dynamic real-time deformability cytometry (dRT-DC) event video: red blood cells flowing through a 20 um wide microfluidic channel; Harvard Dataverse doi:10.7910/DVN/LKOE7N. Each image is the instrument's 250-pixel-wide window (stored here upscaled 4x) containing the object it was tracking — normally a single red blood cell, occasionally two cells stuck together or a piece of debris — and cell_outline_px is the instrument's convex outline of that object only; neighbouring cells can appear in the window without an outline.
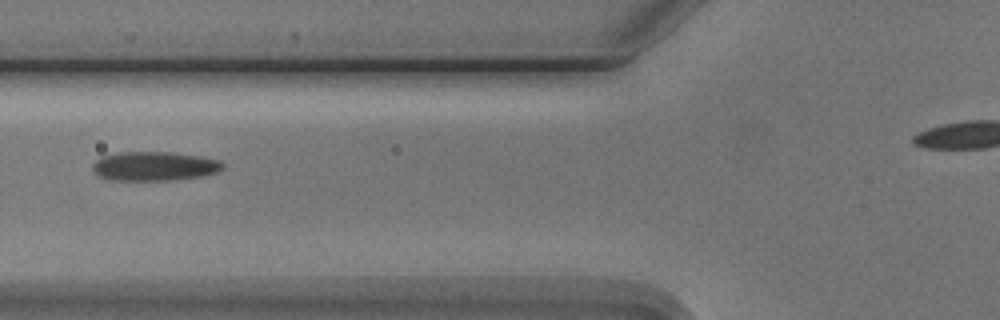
{"species": "Egyptian fruit bat (a non-hibernating species)", "species_latin": "Rousettus aegyptiacus", "temperature_condition": "cold", "stored_images_in_passage": 7, "segment_of_instrument_passage": [1, 2], "camera_frame_rate_fps": 3000, "um_per_image_px": 0.085, "animal": {"sex": "male"}, "frame": {"image": 1, "passage_image": 4, "time_ms": 3.667, "image_size_px": [1000, 320], "cell_outline_px": [[224, 168], [216, 172], [200, 176], [172, 180], [108, 180], [100, 176], [92, 168], [92, 164], [96, 160], [104, 156], [120, 152], [172, 152], [200, 156], [220, 160], [224, 164]], "centroid_in_image_um": [13.13, 14.12], "position_along_channel_um": 112.7, "area_um2": 22.02}}
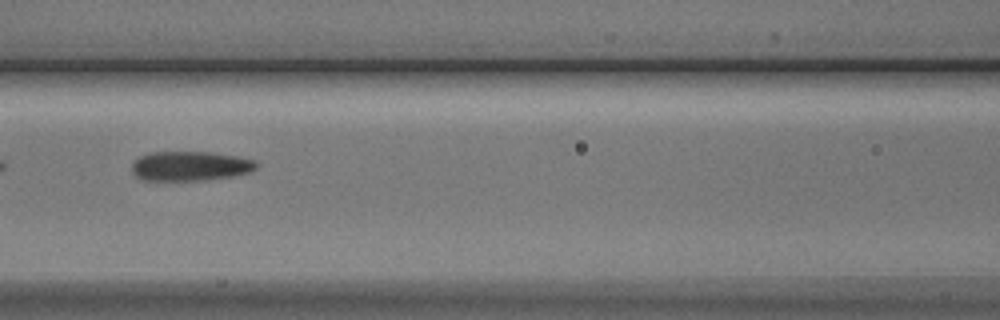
{"frame": {"image": 2, "passage_image": 5, "time_ms": 4.667, "image_size_px": [1000, 320], "cell_outline_px": [[260, 164], [252, 172], [232, 176], [204, 180], [140, 180], [132, 172], [132, 164], [140, 156], [152, 152], [212, 152], [236, 156], [256, 160]], "centroid_in_image_um": [16.2, 14.11], "position_along_channel_um": 150.4, "area_um2": 21.56}}
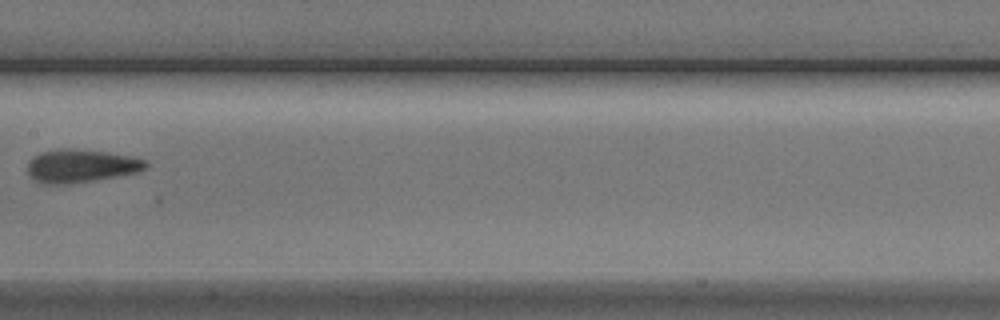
{"frame": {"image": 3, "passage_image": 6, "time_ms": 6.0, "image_size_px": [1000, 320], "cell_outline_px": [[148, 164], [144, 168], [136, 172], [116, 176], [68, 184], [44, 184], [36, 180], [28, 172], [28, 160], [40, 152], [60, 148], [68, 148], [104, 152], [128, 156], [148, 160]], "centroid_in_image_um": [6.84, 14.09], "position_along_channel_um": 200.6, "area_um2": 22.48}}